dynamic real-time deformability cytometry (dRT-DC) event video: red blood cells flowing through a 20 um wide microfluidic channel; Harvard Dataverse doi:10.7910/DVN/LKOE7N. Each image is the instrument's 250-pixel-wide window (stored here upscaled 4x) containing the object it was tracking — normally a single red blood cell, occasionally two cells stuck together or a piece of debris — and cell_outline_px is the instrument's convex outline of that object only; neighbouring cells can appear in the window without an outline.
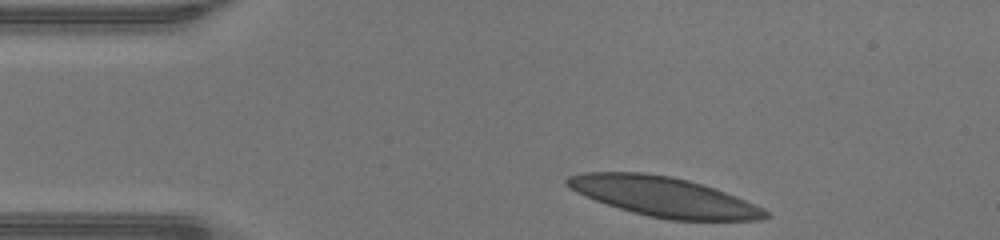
{"species": "human", "species_latin": "Homo sapiens", "temperature_condition": "warm", "stored_images_in_passage": 33, "camera_frame_rate_fps": 3000, "um_per_image_px": 0.085, "donor": {"sex": "male"}, "frame": {"image": 1, "passage_image": 1, "time_ms": 0.0, "image_size_px": [1000, 240], "cell_outline_px": [[768, 216], [760, 220], [672, 220], [648, 216], [620, 208], [596, 200], [576, 192], [568, 188], [564, 180], [568, 176], [584, 172], [644, 172], [672, 176], [688, 180], [736, 196], [764, 208], [768, 212]], "centroid_in_image_um": [56.39, 16.71], "position_along_channel_um": 28.6, "area_um2": 45.43}}
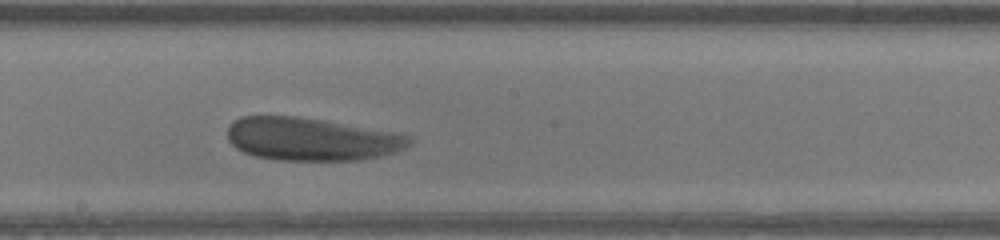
{"frame": {"image": 2, "passage_image": 19, "time_ms": 6.0, "image_size_px": [1000, 240], "cell_outline_px": [[412, 144], [396, 152], [380, 156], [356, 160], [280, 160], [256, 156], [244, 152], [236, 148], [228, 140], [228, 128], [232, 120], [240, 116], [296, 116], [392, 132], [412, 136]], "centroid_in_image_um": [26.44, 11.83], "position_along_channel_um": 221.8, "area_um2": 45.2}}
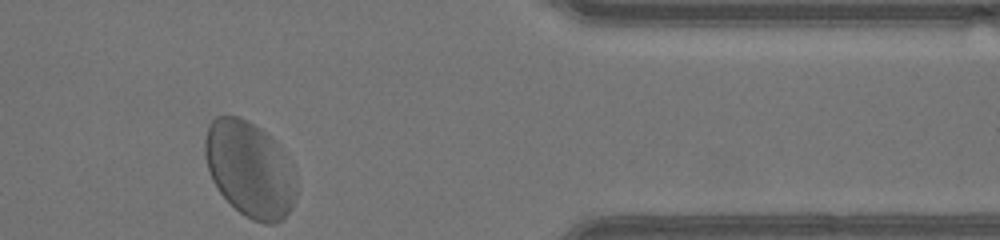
{"frame": {"image": 3, "passage_image": 33, "time_ms": 10.667, "image_size_px": [1000, 240], "cell_outline_px": [[296, 196], [292, 208], [284, 220], [276, 224], [264, 224], [252, 220], [240, 212], [216, 188], [212, 180], [208, 168], [204, 152], [204, 140], [208, 124], [216, 116], [236, 116], [248, 120], [272, 136], [284, 152], [296, 172]], "centroid_in_image_um": [21.25, 14.39], "position_along_channel_um": 390.1, "area_um2": 51.62}, "authors_computed_cell_mechanics": {"area_um2": 45.8932, "velocity_mm_per_s": 4.1669, "shape_relaxation_time_tau1_ms": null, "shape_relaxation_time_tau2_ms": 0.8661, "deformation_change_tau1": null, "deformation_change_tau2": 0.0541}}